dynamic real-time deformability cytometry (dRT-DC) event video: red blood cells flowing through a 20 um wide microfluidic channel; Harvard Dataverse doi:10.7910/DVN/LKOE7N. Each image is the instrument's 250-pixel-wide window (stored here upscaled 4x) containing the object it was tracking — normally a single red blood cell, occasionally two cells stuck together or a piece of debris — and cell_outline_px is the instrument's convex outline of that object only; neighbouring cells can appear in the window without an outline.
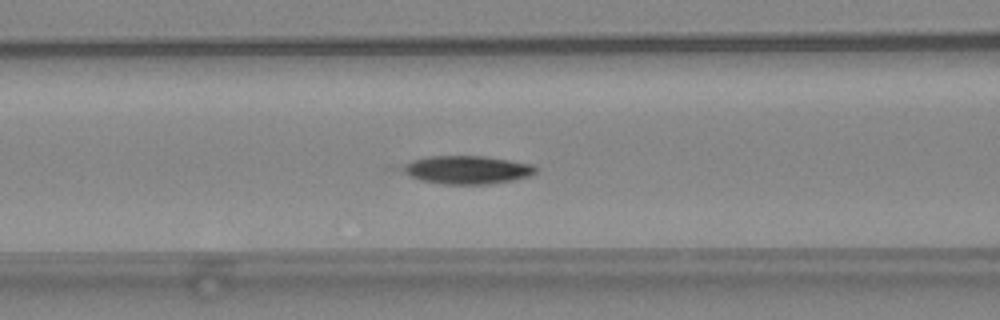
{"species": "common noctule bat (a hibernating species)", "species_latin": "Nyctalus noctula", "temperature_condition": "warm", "stored_images_in_passage": 42, "camera_frame_rate_fps": 3000, "um_per_image_px": 0.085, "animal": {"sex": "female", "body_mass_g": 24.6, "forearm_length_mm": 56.2}, "frame": {"image": 1, "passage_image": 13, "time_ms": 4.0, "image_size_px": [1000, 320], "cell_outline_px": [[536, 172], [532, 176], [512, 180], [488, 184], [444, 184], [420, 180], [384, 168], [412, 160], [428, 156], [484, 156], [532, 164], [536, 168]], "centroid_in_image_um": [39.45, 14.43], "position_along_channel_um": 127.1, "area_um2": 22.77}}
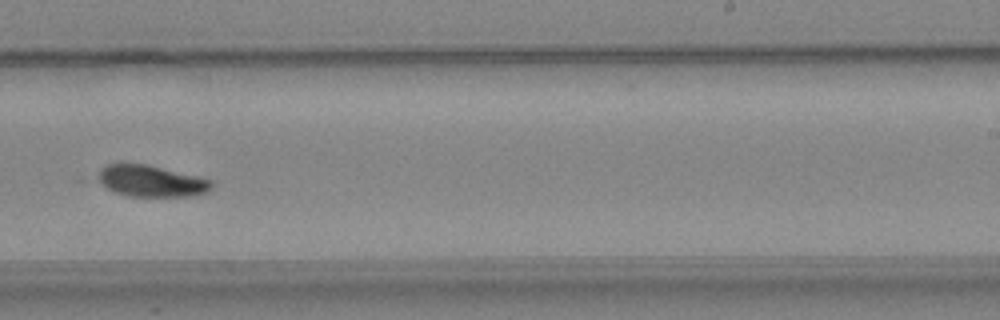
{"frame": {"image": 2, "passage_image": 24, "time_ms": 7.667, "image_size_px": [1000, 320], "cell_outline_px": [[212, 188], [208, 192], [188, 196], [128, 196], [112, 192], [96, 180], [100, 168], [108, 164], [144, 164], [200, 176], [212, 180]], "centroid_in_image_um": [12.83, 15.39], "position_along_channel_um": 276.2, "area_um2": 20.92}}
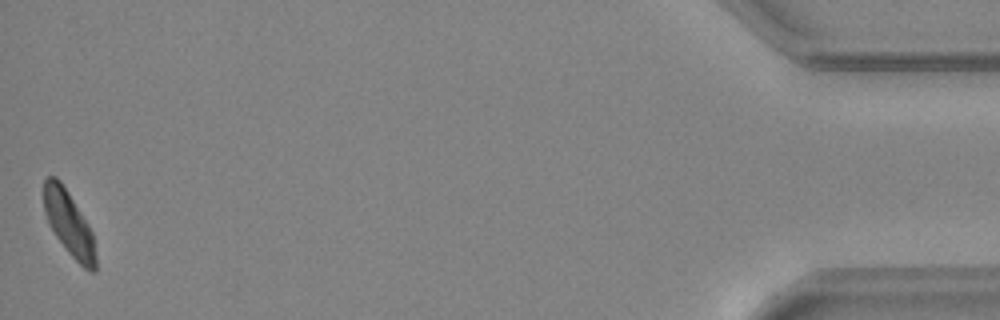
{"frame": {"image": 3, "passage_image": 42, "time_ms": 13.667, "image_size_px": [1000, 320], "cell_outline_px": [[96, 272], [92, 272], [84, 268], [68, 252], [56, 236], [48, 224], [44, 212], [44, 180], [48, 176], [56, 176], [60, 180], [68, 192], [88, 224], [92, 232], [96, 256]], "centroid_in_image_um": [5.85, 18.99], "position_along_channel_um": 429.3, "area_um2": 19.36}, "authors_computed_cell_mechanics": {"area_um2": 21.1837, "velocity_mm_per_s": 4.083, "shape_relaxation_time_tau1_ms": 3.0844, "shape_relaxation_time_tau2_ms": 3.8164, "deformation_change_tau1": 0.1327, "deformation_change_tau2": 0.0671}}